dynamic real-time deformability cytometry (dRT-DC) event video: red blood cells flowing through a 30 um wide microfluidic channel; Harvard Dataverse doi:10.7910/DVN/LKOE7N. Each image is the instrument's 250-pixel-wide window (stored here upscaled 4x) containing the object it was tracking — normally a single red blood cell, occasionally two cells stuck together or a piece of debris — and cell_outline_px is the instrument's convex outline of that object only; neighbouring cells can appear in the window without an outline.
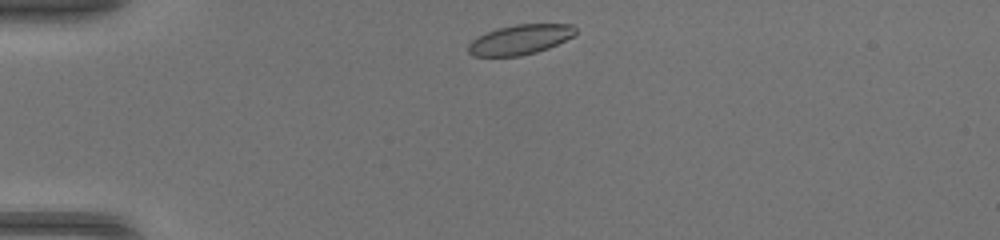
{"species": "common noctule bat (a hibernating species)", "species_latin": "Nyctalus noctula", "temperature_condition": "warm", "stored_images_in_passage": 39, "camera_frame_rate_fps": 3000, "um_per_image_px": 0.085, "animal": {"sex": "female", "body_mass_g": 17.0, "forearm_length_mm": 48.0}, "frame": {"image": 1, "passage_image": 2, "time_ms": 0.333, "image_size_px": [1000, 240], "cell_outline_px": [[576, 32], [572, 36], [548, 48], [536, 52], [520, 56], [472, 56], [468, 52], [468, 44], [472, 40], [496, 28], [516, 24], [572, 24], [576, 28]], "centroid_in_image_um": [44.19, 3.36], "position_along_channel_um": 40.8, "area_um2": 18.5}}
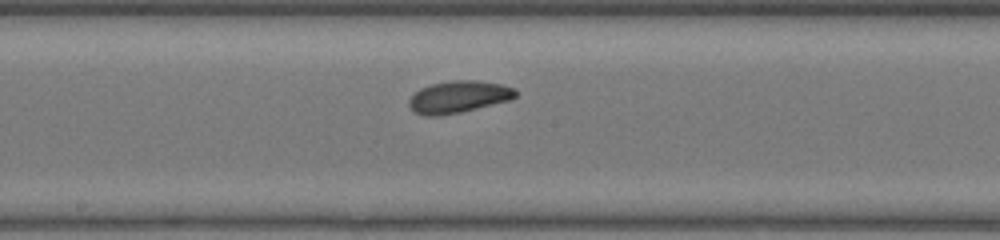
{"frame": {"image": 2, "passage_image": 17, "time_ms": 5.333, "image_size_px": [1000, 240], "cell_outline_px": [[516, 96], [512, 100], [460, 112], [436, 116], [428, 116], [416, 112], [408, 104], [408, 100], [420, 88], [432, 84], [452, 80], [476, 80], [504, 84], [512, 88], [516, 92]], "centroid_in_image_um": [39.0, 8.22], "position_along_channel_um": 209.2, "area_um2": 19.77}}
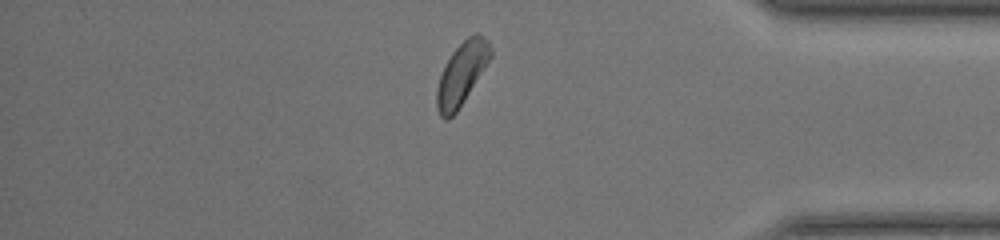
{"frame": {"image": 3, "passage_image": 32, "time_ms": 10.333, "image_size_px": [1000, 240], "cell_outline_px": [[492, 56], [464, 100], [456, 112], [448, 120], [444, 120], [440, 116], [436, 108], [436, 88], [440, 76], [452, 52], [468, 36], [476, 32], [480, 32], [488, 40], [492, 48]], "centroid_in_image_um": [39.25, 6.25], "position_along_channel_um": 396.0, "area_um2": 19.48}}